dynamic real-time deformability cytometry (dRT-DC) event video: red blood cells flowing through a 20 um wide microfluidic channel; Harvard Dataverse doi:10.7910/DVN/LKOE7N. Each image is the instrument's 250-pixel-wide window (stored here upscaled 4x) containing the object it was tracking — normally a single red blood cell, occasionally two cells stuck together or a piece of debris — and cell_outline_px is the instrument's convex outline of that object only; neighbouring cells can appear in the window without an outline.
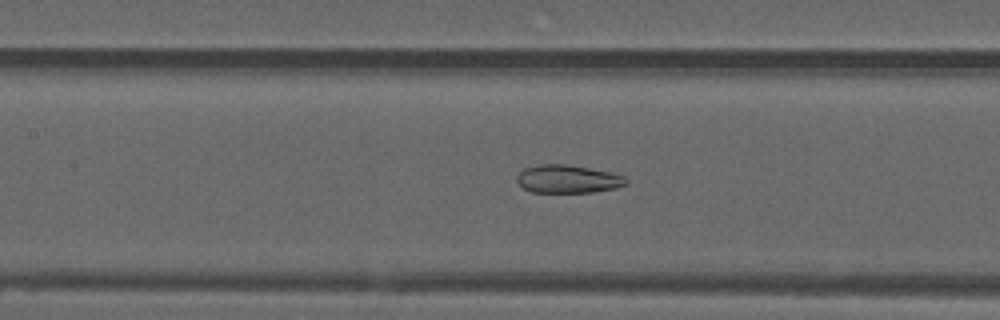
{"species": "common noctule bat (a hibernating species)", "species_latin": "Nyctalus noctula", "temperature_condition": "warm", "stored_images_in_passage": 39, "camera_frame_rate_fps": 3000, "um_per_image_px": 0.085, "animal": {"sex": "male", "forearm_length_mm": 52.5}, "frame": {"image": 1, "passage_image": 9, "time_ms": 2.667, "image_size_px": [1000, 320], "cell_outline_px": [[628, 184], [616, 188], [592, 192], [532, 192], [524, 188], [516, 180], [516, 176], [524, 168], [540, 164], [568, 164], [612, 172], [624, 176], [628, 180]], "centroid_in_image_um": [48.29, 15.21], "position_along_channel_um": 159.1, "area_um2": 17.98}}
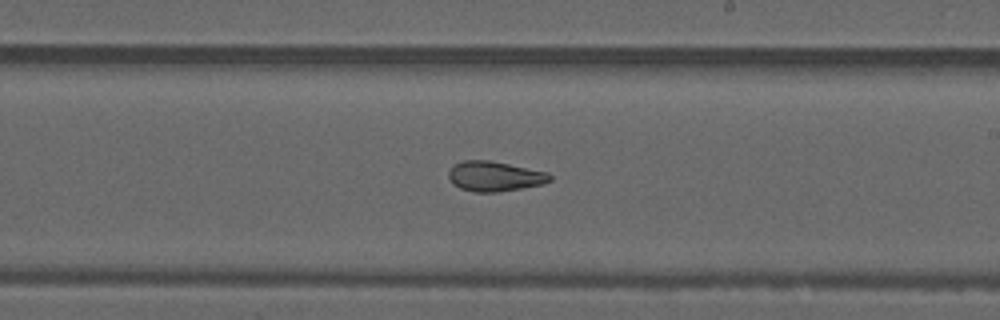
{"frame": {"image": 2, "passage_image": 16, "time_ms": 5.0, "image_size_px": [1000, 320], "cell_outline_px": [[552, 180], [544, 184], [496, 192], [476, 192], [460, 188], [452, 184], [448, 176], [448, 172], [456, 164], [464, 160], [488, 160], [548, 172], [552, 176]], "centroid_in_image_um": [42.06, 14.99], "position_along_channel_um": 246.9, "area_um2": 17.57}}
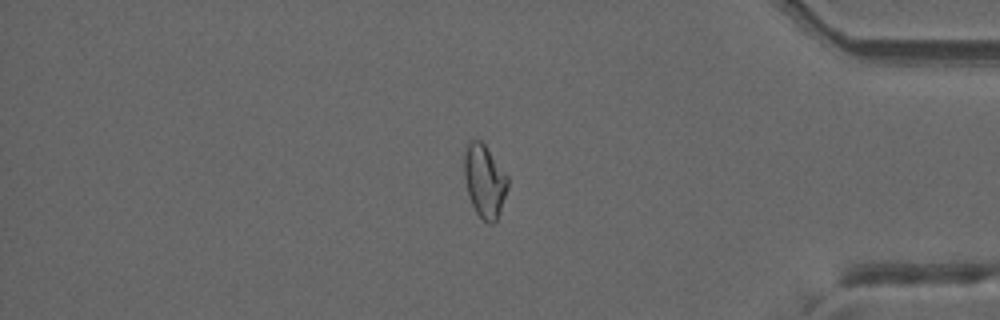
{"frame": {"image": 3, "passage_image": 30, "time_ms": 9.667, "image_size_px": [1000, 320], "cell_outline_px": [[508, 188], [496, 220], [492, 224], [488, 224], [476, 212], [472, 204], [468, 192], [464, 176], [464, 156], [468, 140], [480, 140], [484, 144], [508, 176]], "centroid_in_image_um": [41.18, 15.37], "position_along_channel_um": 394.0, "area_um2": 18.26}}